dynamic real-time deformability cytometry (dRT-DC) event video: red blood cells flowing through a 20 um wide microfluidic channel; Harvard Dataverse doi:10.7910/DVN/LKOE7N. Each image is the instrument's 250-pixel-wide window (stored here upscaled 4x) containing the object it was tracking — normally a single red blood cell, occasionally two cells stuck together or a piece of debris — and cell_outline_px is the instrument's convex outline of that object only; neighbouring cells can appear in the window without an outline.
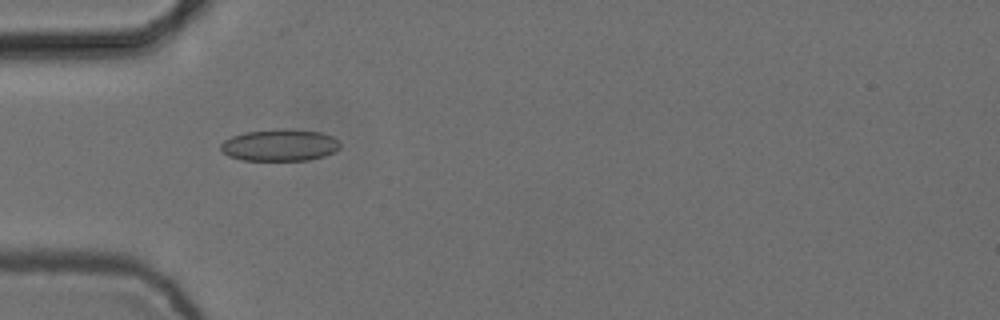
{"species": "common noctule bat (a hibernating species)", "species_latin": "Nyctalus noctula", "temperature_condition": "cold", "stored_images_in_passage": 7, "camera_frame_rate_fps": 3000, "um_per_image_px": 0.085, "animal": {"sex": "female", "body_mass_g": 24.6, "forearm_length_mm": 56.2}, "frame": {"image": 1, "passage_image": 3, "time_ms": 0.667, "image_size_px": [1000, 320], "cell_outline_px": [[340, 148], [324, 156], [308, 160], [244, 160], [228, 156], [220, 148], [220, 144], [224, 140], [232, 136], [244, 132], [276, 128], [292, 128], [320, 132], [332, 136], [340, 144]], "centroid_in_image_um": [23.76, 12.32], "position_along_channel_um": 61.2, "area_um2": 22.31}}
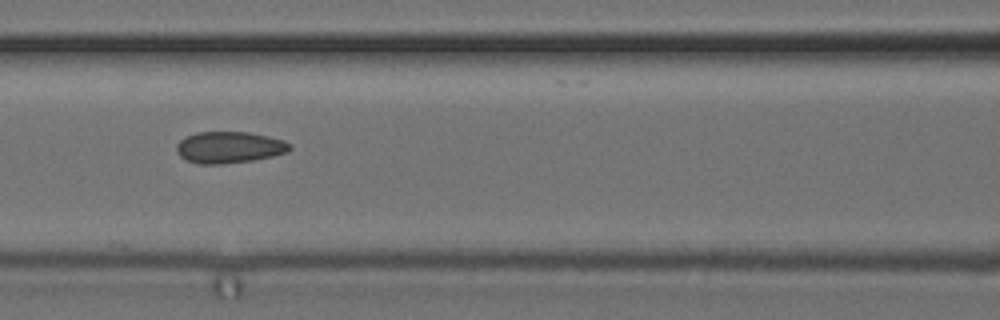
{"frame": {"image": 2, "passage_image": 5, "time_ms": 1.333, "image_size_px": [1000, 320], "cell_outline_px": [[292, 148], [288, 152], [272, 156], [252, 160], [224, 164], [200, 164], [188, 160], [180, 156], [176, 152], [176, 144], [184, 136], [196, 132], [248, 132], [268, 136], [284, 140], [292, 144]], "centroid_in_image_um": [19.48, 12.51], "position_along_channel_um": 147.1, "area_um2": 20.98}}
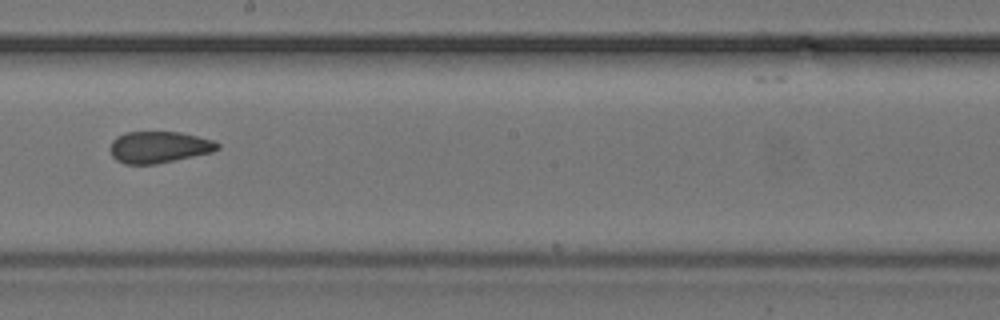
{"frame": {"image": 3, "passage_image": 7, "time_ms": 2.0, "image_size_px": [1000, 320], "cell_outline_px": [[220, 148], [212, 152], [156, 164], [124, 164], [116, 160], [112, 156], [108, 148], [112, 140], [116, 136], [124, 132], [180, 132], [212, 140], [220, 144]], "centroid_in_image_um": [13.46, 12.5], "position_along_channel_um": 234.7, "area_um2": 19.88}}